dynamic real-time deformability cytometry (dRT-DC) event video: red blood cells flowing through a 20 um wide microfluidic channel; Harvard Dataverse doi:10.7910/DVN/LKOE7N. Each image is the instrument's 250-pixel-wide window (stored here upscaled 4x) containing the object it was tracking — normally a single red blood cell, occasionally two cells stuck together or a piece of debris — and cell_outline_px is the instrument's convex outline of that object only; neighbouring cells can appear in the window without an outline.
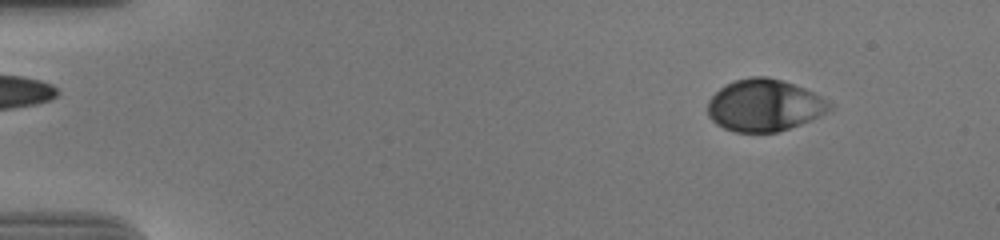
{"species": "human", "species_latin": "Homo sapiens", "temperature_condition": "cold", "stored_images_in_passage": 56, "camera_frame_rate_fps": 3000, "um_per_image_px": 0.085, "donor": {"sex": "male"}, "frame": {"image": 1, "passage_image": 6, "time_ms": 1.667, "image_size_px": [1000, 240], "cell_outline_px": [[832, 108], [800, 124], [776, 132], [736, 132], [724, 128], [716, 124], [708, 116], [708, 100], [720, 88], [736, 80], [752, 76], [768, 76], [804, 88], [828, 100], [832, 104]], "centroid_in_image_um": [64.93, 8.95], "position_along_channel_um": 20.1, "area_um2": 36.41}}
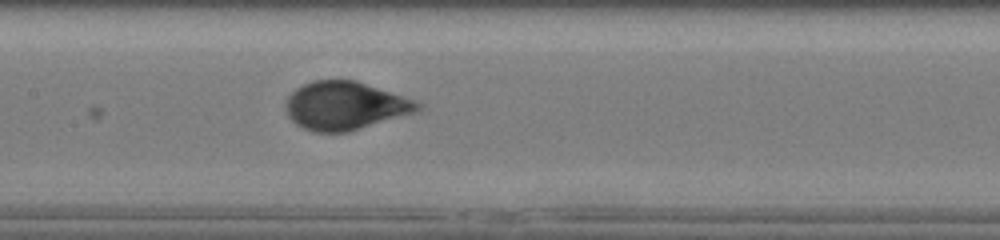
{"frame": {"image": 2, "passage_image": 28, "time_ms": 9.0, "image_size_px": [1000, 240], "cell_outline_px": [[424, 108], [420, 112], [348, 132], [312, 132], [296, 124], [288, 116], [288, 96], [296, 88], [312, 80], [356, 80], [416, 100], [424, 104]], "centroid_in_image_um": [29.43, 8.99], "position_along_channel_um": 178.0, "area_um2": 37.34}}
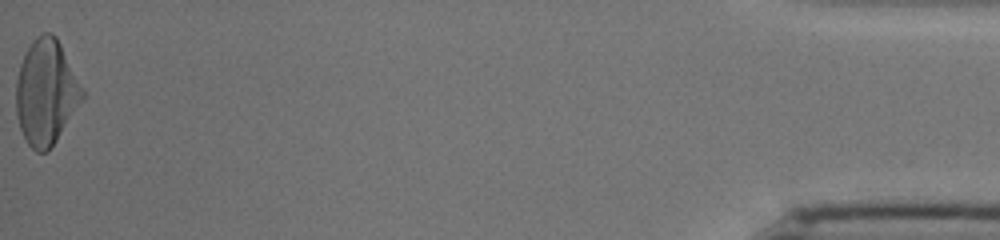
{"frame": {"image": 3, "passage_image": 56, "time_ms": 18.333, "image_size_px": [1000, 240], "cell_outline_px": [[84, 96], [56, 140], [48, 152], [36, 152], [28, 144], [20, 128], [16, 112], [16, 80], [20, 64], [32, 40], [36, 36], [44, 32], [52, 32], [56, 36], [84, 88]], "centroid_in_image_um": [3.91, 7.82], "position_along_channel_um": 431.3, "area_um2": 40.34}, "authors_computed_cell_mechanics": {"area_um2": 37.3966, "velocity_mm_per_s": 3.6772, "shape_relaxation_time_tau1_ms": 3.7515, "shape_relaxation_time_tau2_ms": null, "deformation_change_tau1": 0.1753, "deformation_change_tau2": null}}